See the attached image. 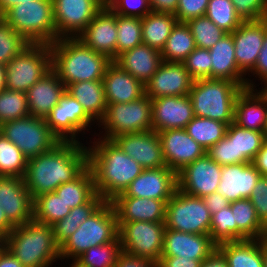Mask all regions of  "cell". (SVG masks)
Masks as SVG:
<instances>
[{"instance_id":"cell-62","label":"cell","mask_w":267,"mask_h":267,"mask_svg":"<svg viewBox=\"0 0 267 267\" xmlns=\"http://www.w3.org/2000/svg\"><path fill=\"white\" fill-rule=\"evenodd\" d=\"M200 267H229V266L224 255L217 248L205 260H203Z\"/></svg>"},{"instance_id":"cell-31","label":"cell","mask_w":267,"mask_h":267,"mask_svg":"<svg viewBox=\"0 0 267 267\" xmlns=\"http://www.w3.org/2000/svg\"><path fill=\"white\" fill-rule=\"evenodd\" d=\"M113 62L145 85L162 64L163 59L161 51L141 44L124 51Z\"/></svg>"},{"instance_id":"cell-4","label":"cell","mask_w":267,"mask_h":267,"mask_svg":"<svg viewBox=\"0 0 267 267\" xmlns=\"http://www.w3.org/2000/svg\"><path fill=\"white\" fill-rule=\"evenodd\" d=\"M2 242L24 267H52L60 260L53 227L34 219L15 226Z\"/></svg>"},{"instance_id":"cell-55","label":"cell","mask_w":267,"mask_h":267,"mask_svg":"<svg viewBox=\"0 0 267 267\" xmlns=\"http://www.w3.org/2000/svg\"><path fill=\"white\" fill-rule=\"evenodd\" d=\"M249 199L261 223L267 228V176L259 178Z\"/></svg>"},{"instance_id":"cell-54","label":"cell","mask_w":267,"mask_h":267,"mask_svg":"<svg viewBox=\"0 0 267 267\" xmlns=\"http://www.w3.org/2000/svg\"><path fill=\"white\" fill-rule=\"evenodd\" d=\"M209 0H179L175 17L178 22L205 16Z\"/></svg>"},{"instance_id":"cell-1","label":"cell","mask_w":267,"mask_h":267,"mask_svg":"<svg viewBox=\"0 0 267 267\" xmlns=\"http://www.w3.org/2000/svg\"><path fill=\"white\" fill-rule=\"evenodd\" d=\"M87 167L88 148L82 141H60L51 150L28 159L23 179L34 200L73 181Z\"/></svg>"},{"instance_id":"cell-13","label":"cell","mask_w":267,"mask_h":267,"mask_svg":"<svg viewBox=\"0 0 267 267\" xmlns=\"http://www.w3.org/2000/svg\"><path fill=\"white\" fill-rule=\"evenodd\" d=\"M48 128L60 141L80 143V133L89 131L95 121L67 91L45 118ZM94 124H93V123ZM89 127V128H88Z\"/></svg>"},{"instance_id":"cell-57","label":"cell","mask_w":267,"mask_h":267,"mask_svg":"<svg viewBox=\"0 0 267 267\" xmlns=\"http://www.w3.org/2000/svg\"><path fill=\"white\" fill-rule=\"evenodd\" d=\"M259 78L258 80L264 84V88L267 87V30L265 32L263 48L261 49L254 70L250 73Z\"/></svg>"},{"instance_id":"cell-40","label":"cell","mask_w":267,"mask_h":267,"mask_svg":"<svg viewBox=\"0 0 267 267\" xmlns=\"http://www.w3.org/2000/svg\"><path fill=\"white\" fill-rule=\"evenodd\" d=\"M228 124L209 119L194 117L186 126V132L207 151L225 137Z\"/></svg>"},{"instance_id":"cell-15","label":"cell","mask_w":267,"mask_h":267,"mask_svg":"<svg viewBox=\"0 0 267 267\" xmlns=\"http://www.w3.org/2000/svg\"><path fill=\"white\" fill-rule=\"evenodd\" d=\"M222 166L207 154L177 173L178 190L200 198L217 192Z\"/></svg>"},{"instance_id":"cell-56","label":"cell","mask_w":267,"mask_h":267,"mask_svg":"<svg viewBox=\"0 0 267 267\" xmlns=\"http://www.w3.org/2000/svg\"><path fill=\"white\" fill-rule=\"evenodd\" d=\"M115 267H158V262L124 252L117 257Z\"/></svg>"},{"instance_id":"cell-29","label":"cell","mask_w":267,"mask_h":267,"mask_svg":"<svg viewBox=\"0 0 267 267\" xmlns=\"http://www.w3.org/2000/svg\"><path fill=\"white\" fill-rule=\"evenodd\" d=\"M66 92V86L51 69L26 92L31 116L45 119Z\"/></svg>"},{"instance_id":"cell-48","label":"cell","mask_w":267,"mask_h":267,"mask_svg":"<svg viewBox=\"0 0 267 267\" xmlns=\"http://www.w3.org/2000/svg\"><path fill=\"white\" fill-rule=\"evenodd\" d=\"M186 23L198 48L210 49L227 34L206 16L189 19Z\"/></svg>"},{"instance_id":"cell-42","label":"cell","mask_w":267,"mask_h":267,"mask_svg":"<svg viewBox=\"0 0 267 267\" xmlns=\"http://www.w3.org/2000/svg\"><path fill=\"white\" fill-rule=\"evenodd\" d=\"M27 161L20 149L0 133V176L23 178Z\"/></svg>"},{"instance_id":"cell-32","label":"cell","mask_w":267,"mask_h":267,"mask_svg":"<svg viewBox=\"0 0 267 267\" xmlns=\"http://www.w3.org/2000/svg\"><path fill=\"white\" fill-rule=\"evenodd\" d=\"M66 91L82 105L95 122L99 123L104 118L107 101L102 80L71 83L66 87Z\"/></svg>"},{"instance_id":"cell-63","label":"cell","mask_w":267,"mask_h":267,"mask_svg":"<svg viewBox=\"0 0 267 267\" xmlns=\"http://www.w3.org/2000/svg\"><path fill=\"white\" fill-rule=\"evenodd\" d=\"M0 267H24L5 247L0 251Z\"/></svg>"},{"instance_id":"cell-14","label":"cell","mask_w":267,"mask_h":267,"mask_svg":"<svg viewBox=\"0 0 267 267\" xmlns=\"http://www.w3.org/2000/svg\"><path fill=\"white\" fill-rule=\"evenodd\" d=\"M57 39L77 38L105 0H52Z\"/></svg>"},{"instance_id":"cell-19","label":"cell","mask_w":267,"mask_h":267,"mask_svg":"<svg viewBox=\"0 0 267 267\" xmlns=\"http://www.w3.org/2000/svg\"><path fill=\"white\" fill-rule=\"evenodd\" d=\"M96 53L116 59L117 14L105 3L85 30L77 37Z\"/></svg>"},{"instance_id":"cell-35","label":"cell","mask_w":267,"mask_h":267,"mask_svg":"<svg viewBox=\"0 0 267 267\" xmlns=\"http://www.w3.org/2000/svg\"><path fill=\"white\" fill-rule=\"evenodd\" d=\"M234 223L238 227V239H261L265 237L266 227L257 216L256 209L249 198L230 202Z\"/></svg>"},{"instance_id":"cell-17","label":"cell","mask_w":267,"mask_h":267,"mask_svg":"<svg viewBox=\"0 0 267 267\" xmlns=\"http://www.w3.org/2000/svg\"><path fill=\"white\" fill-rule=\"evenodd\" d=\"M178 189L177 173L167 166L143 169L128 186L117 196L170 200Z\"/></svg>"},{"instance_id":"cell-20","label":"cell","mask_w":267,"mask_h":267,"mask_svg":"<svg viewBox=\"0 0 267 267\" xmlns=\"http://www.w3.org/2000/svg\"><path fill=\"white\" fill-rule=\"evenodd\" d=\"M111 140L144 169L166 166L161 141L156 131L117 135Z\"/></svg>"},{"instance_id":"cell-60","label":"cell","mask_w":267,"mask_h":267,"mask_svg":"<svg viewBox=\"0 0 267 267\" xmlns=\"http://www.w3.org/2000/svg\"><path fill=\"white\" fill-rule=\"evenodd\" d=\"M179 0H149L151 12L175 15Z\"/></svg>"},{"instance_id":"cell-71","label":"cell","mask_w":267,"mask_h":267,"mask_svg":"<svg viewBox=\"0 0 267 267\" xmlns=\"http://www.w3.org/2000/svg\"><path fill=\"white\" fill-rule=\"evenodd\" d=\"M264 238L267 240V228H266V234H265V237Z\"/></svg>"},{"instance_id":"cell-50","label":"cell","mask_w":267,"mask_h":267,"mask_svg":"<svg viewBox=\"0 0 267 267\" xmlns=\"http://www.w3.org/2000/svg\"><path fill=\"white\" fill-rule=\"evenodd\" d=\"M194 79H211V60L209 49L196 47L182 62Z\"/></svg>"},{"instance_id":"cell-9","label":"cell","mask_w":267,"mask_h":267,"mask_svg":"<svg viewBox=\"0 0 267 267\" xmlns=\"http://www.w3.org/2000/svg\"><path fill=\"white\" fill-rule=\"evenodd\" d=\"M6 89L26 93L52 69L50 45L29 44L6 65Z\"/></svg>"},{"instance_id":"cell-38","label":"cell","mask_w":267,"mask_h":267,"mask_svg":"<svg viewBox=\"0 0 267 267\" xmlns=\"http://www.w3.org/2000/svg\"><path fill=\"white\" fill-rule=\"evenodd\" d=\"M104 202L105 200L96 194L87 204L71 209L66 217L53 224L54 238L58 246L60 247Z\"/></svg>"},{"instance_id":"cell-66","label":"cell","mask_w":267,"mask_h":267,"mask_svg":"<svg viewBox=\"0 0 267 267\" xmlns=\"http://www.w3.org/2000/svg\"><path fill=\"white\" fill-rule=\"evenodd\" d=\"M6 68L5 65L0 63V92L6 89Z\"/></svg>"},{"instance_id":"cell-12","label":"cell","mask_w":267,"mask_h":267,"mask_svg":"<svg viewBox=\"0 0 267 267\" xmlns=\"http://www.w3.org/2000/svg\"><path fill=\"white\" fill-rule=\"evenodd\" d=\"M121 249L131 255L160 261L165 233L164 222H118Z\"/></svg>"},{"instance_id":"cell-34","label":"cell","mask_w":267,"mask_h":267,"mask_svg":"<svg viewBox=\"0 0 267 267\" xmlns=\"http://www.w3.org/2000/svg\"><path fill=\"white\" fill-rule=\"evenodd\" d=\"M226 134L233 139L235 164L252 162L266 139L264 132L249 130L234 122L228 125Z\"/></svg>"},{"instance_id":"cell-53","label":"cell","mask_w":267,"mask_h":267,"mask_svg":"<svg viewBox=\"0 0 267 267\" xmlns=\"http://www.w3.org/2000/svg\"><path fill=\"white\" fill-rule=\"evenodd\" d=\"M206 154L221 166L235 164L233 139L226 134L224 138L211 146Z\"/></svg>"},{"instance_id":"cell-36","label":"cell","mask_w":267,"mask_h":267,"mask_svg":"<svg viewBox=\"0 0 267 267\" xmlns=\"http://www.w3.org/2000/svg\"><path fill=\"white\" fill-rule=\"evenodd\" d=\"M177 22L172 14L148 13L141 18L143 44L162 51Z\"/></svg>"},{"instance_id":"cell-16","label":"cell","mask_w":267,"mask_h":267,"mask_svg":"<svg viewBox=\"0 0 267 267\" xmlns=\"http://www.w3.org/2000/svg\"><path fill=\"white\" fill-rule=\"evenodd\" d=\"M267 18L256 21H243L231 34L235 47V59L239 70L251 77L259 53L263 48Z\"/></svg>"},{"instance_id":"cell-28","label":"cell","mask_w":267,"mask_h":267,"mask_svg":"<svg viewBox=\"0 0 267 267\" xmlns=\"http://www.w3.org/2000/svg\"><path fill=\"white\" fill-rule=\"evenodd\" d=\"M169 200L116 196L111 203L118 222H165L166 203Z\"/></svg>"},{"instance_id":"cell-64","label":"cell","mask_w":267,"mask_h":267,"mask_svg":"<svg viewBox=\"0 0 267 267\" xmlns=\"http://www.w3.org/2000/svg\"><path fill=\"white\" fill-rule=\"evenodd\" d=\"M14 228L15 226L7 219L0 206V240H3Z\"/></svg>"},{"instance_id":"cell-45","label":"cell","mask_w":267,"mask_h":267,"mask_svg":"<svg viewBox=\"0 0 267 267\" xmlns=\"http://www.w3.org/2000/svg\"><path fill=\"white\" fill-rule=\"evenodd\" d=\"M205 16L226 33H232L243 22L231 0H209Z\"/></svg>"},{"instance_id":"cell-10","label":"cell","mask_w":267,"mask_h":267,"mask_svg":"<svg viewBox=\"0 0 267 267\" xmlns=\"http://www.w3.org/2000/svg\"><path fill=\"white\" fill-rule=\"evenodd\" d=\"M0 133L14 143L27 159L51 150L60 142L45 119L31 115L2 123Z\"/></svg>"},{"instance_id":"cell-6","label":"cell","mask_w":267,"mask_h":267,"mask_svg":"<svg viewBox=\"0 0 267 267\" xmlns=\"http://www.w3.org/2000/svg\"><path fill=\"white\" fill-rule=\"evenodd\" d=\"M118 237L119 226L115 209L111 201H105L60 246V260H76L90 247L109 243Z\"/></svg>"},{"instance_id":"cell-68","label":"cell","mask_w":267,"mask_h":267,"mask_svg":"<svg viewBox=\"0 0 267 267\" xmlns=\"http://www.w3.org/2000/svg\"><path fill=\"white\" fill-rule=\"evenodd\" d=\"M70 262L71 264H69L70 265L69 267H86V266H83L81 263H79L77 260H72Z\"/></svg>"},{"instance_id":"cell-3","label":"cell","mask_w":267,"mask_h":267,"mask_svg":"<svg viewBox=\"0 0 267 267\" xmlns=\"http://www.w3.org/2000/svg\"><path fill=\"white\" fill-rule=\"evenodd\" d=\"M52 69L67 87L81 81L103 80L112 63L107 56L96 53L79 38H60L50 45Z\"/></svg>"},{"instance_id":"cell-21","label":"cell","mask_w":267,"mask_h":267,"mask_svg":"<svg viewBox=\"0 0 267 267\" xmlns=\"http://www.w3.org/2000/svg\"><path fill=\"white\" fill-rule=\"evenodd\" d=\"M33 203L23 178L0 176V206L14 226L33 220Z\"/></svg>"},{"instance_id":"cell-33","label":"cell","mask_w":267,"mask_h":267,"mask_svg":"<svg viewBox=\"0 0 267 267\" xmlns=\"http://www.w3.org/2000/svg\"><path fill=\"white\" fill-rule=\"evenodd\" d=\"M229 267H263L261 239H248L219 244Z\"/></svg>"},{"instance_id":"cell-52","label":"cell","mask_w":267,"mask_h":267,"mask_svg":"<svg viewBox=\"0 0 267 267\" xmlns=\"http://www.w3.org/2000/svg\"><path fill=\"white\" fill-rule=\"evenodd\" d=\"M242 21L267 18V0H231Z\"/></svg>"},{"instance_id":"cell-5","label":"cell","mask_w":267,"mask_h":267,"mask_svg":"<svg viewBox=\"0 0 267 267\" xmlns=\"http://www.w3.org/2000/svg\"><path fill=\"white\" fill-rule=\"evenodd\" d=\"M244 87L226 79L194 80L189 97L196 117L234 122L235 104Z\"/></svg>"},{"instance_id":"cell-65","label":"cell","mask_w":267,"mask_h":267,"mask_svg":"<svg viewBox=\"0 0 267 267\" xmlns=\"http://www.w3.org/2000/svg\"><path fill=\"white\" fill-rule=\"evenodd\" d=\"M26 2H32V0H0V17L11 7Z\"/></svg>"},{"instance_id":"cell-18","label":"cell","mask_w":267,"mask_h":267,"mask_svg":"<svg viewBox=\"0 0 267 267\" xmlns=\"http://www.w3.org/2000/svg\"><path fill=\"white\" fill-rule=\"evenodd\" d=\"M165 164L178 173L186 165L206 154V150L198 144L185 129H167L158 132Z\"/></svg>"},{"instance_id":"cell-59","label":"cell","mask_w":267,"mask_h":267,"mask_svg":"<svg viewBox=\"0 0 267 267\" xmlns=\"http://www.w3.org/2000/svg\"><path fill=\"white\" fill-rule=\"evenodd\" d=\"M203 199L211 215L219 212L221 209L230 206L229 200L218 192L207 195Z\"/></svg>"},{"instance_id":"cell-26","label":"cell","mask_w":267,"mask_h":267,"mask_svg":"<svg viewBox=\"0 0 267 267\" xmlns=\"http://www.w3.org/2000/svg\"><path fill=\"white\" fill-rule=\"evenodd\" d=\"M211 79H226L243 86L244 88H256L255 81L239 70L235 59V47L231 33L225 34L210 49Z\"/></svg>"},{"instance_id":"cell-23","label":"cell","mask_w":267,"mask_h":267,"mask_svg":"<svg viewBox=\"0 0 267 267\" xmlns=\"http://www.w3.org/2000/svg\"><path fill=\"white\" fill-rule=\"evenodd\" d=\"M195 117L189 95L152 99V130L185 129Z\"/></svg>"},{"instance_id":"cell-58","label":"cell","mask_w":267,"mask_h":267,"mask_svg":"<svg viewBox=\"0 0 267 267\" xmlns=\"http://www.w3.org/2000/svg\"><path fill=\"white\" fill-rule=\"evenodd\" d=\"M203 260L183 257H161L158 267H200Z\"/></svg>"},{"instance_id":"cell-37","label":"cell","mask_w":267,"mask_h":267,"mask_svg":"<svg viewBox=\"0 0 267 267\" xmlns=\"http://www.w3.org/2000/svg\"><path fill=\"white\" fill-rule=\"evenodd\" d=\"M55 192L71 209L87 204L97 194L91 168L88 166L76 179L61 184Z\"/></svg>"},{"instance_id":"cell-7","label":"cell","mask_w":267,"mask_h":267,"mask_svg":"<svg viewBox=\"0 0 267 267\" xmlns=\"http://www.w3.org/2000/svg\"><path fill=\"white\" fill-rule=\"evenodd\" d=\"M1 17L30 44L51 45L57 40L52 0L21 3Z\"/></svg>"},{"instance_id":"cell-70","label":"cell","mask_w":267,"mask_h":267,"mask_svg":"<svg viewBox=\"0 0 267 267\" xmlns=\"http://www.w3.org/2000/svg\"><path fill=\"white\" fill-rule=\"evenodd\" d=\"M4 248V244L2 242V240H0V251Z\"/></svg>"},{"instance_id":"cell-2","label":"cell","mask_w":267,"mask_h":267,"mask_svg":"<svg viewBox=\"0 0 267 267\" xmlns=\"http://www.w3.org/2000/svg\"><path fill=\"white\" fill-rule=\"evenodd\" d=\"M94 138L88 148V166L94 176L95 191L105 201L124 193L141 174L143 167L123 152L112 140ZM96 139V141H95Z\"/></svg>"},{"instance_id":"cell-25","label":"cell","mask_w":267,"mask_h":267,"mask_svg":"<svg viewBox=\"0 0 267 267\" xmlns=\"http://www.w3.org/2000/svg\"><path fill=\"white\" fill-rule=\"evenodd\" d=\"M260 177L252 162L222 166L217 192L229 202L250 198Z\"/></svg>"},{"instance_id":"cell-30","label":"cell","mask_w":267,"mask_h":267,"mask_svg":"<svg viewBox=\"0 0 267 267\" xmlns=\"http://www.w3.org/2000/svg\"><path fill=\"white\" fill-rule=\"evenodd\" d=\"M102 82L107 105L135 101L145 94V86L113 61Z\"/></svg>"},{"instance_id":"cell-24","label":"cell","mask_w":267,"mask_h":267,"mask_svg":"<svg viewBox=\"0 0 267 267\" xmlns=\"http://www.w3.org/2000/svg\"><path fill=\"white\" fill-rule=\"evenodd\" d=\"M217 245L210 235L165 229L161 257H183L205 260Z\"/></svg>"},{"instance_id":"cell-69","label":"cell","mask_w":267,"mask_h":267,"mask_svg":"<svg viewBox=\"0 0 267 267\" xmlns=\"http://www.w3.org/2000/svg\"><path fill=\"white\" fill-rule=\"evenodd\" d=\"M266 97H267V87H266ZM264 134H265V137L267 139V124H266V128H265Z\"/></svg>"},{"instance_id":"cell-43","label":"cell","mask_w":267,"mask_h":267,"mask_svg":"<svg viewBox=\"0 0 267 267\" xmlns=\"http://www.w3.org/2000/svg\"><path fill=\"white\" fill-rule=\"evenodd\" d=\"M141 44H143L141 18L117 14L116 58L124 51Z\"/></svg>"},{"instance_id":"cell-22","label":"cell","mask_w":267,"mask_h":267,"mask_svg":"<svg viewBox=\"0 0 267 267\" xmlns=\"http://www.w3.org/2000/svg\"><path fill=\"white\" fill-rule=\"evenodd\" d=\"M193 82L194 79L183 63L163 61L144 85L145 94L151 99L162 96H185L189 94Z\"/></svg>"},{"instance_id":"cell-61","label":"cell","mask_w":267,"mask_h":267,"mask_svg":"<svg viewBox=\"0 0 267 267\" xmlns=\"http://www.w3.org/2000/svg\"><path fill=\"white\" fill-rule=\"evenodd\" d=\"M252 163L260 172L261 176H267V139L263 142L261 149L256 154Z\"/></svg>"},{"instance_id":"cell-46","label":"cell","mask_w":267,"mask_h":267,"mask_svg":"<svg viewBox=\"0 0 267 267\" xmlns=\"http://www.w3.org/2000/svg\"><path fill=\"white\" fill-rule=\"evenodd\" d=\"M209 235L217 246L226 242L240 241L238 239L237 223H234L233 212L230 206L221 209L211 216Z\"/></svg>"},{"instance_id":"cell-67","label":"cell","mask_w":267,"mask_h":267,"mask_svg":"<svg viewBox=\"0 0 267 267\" xmlns=\"http://www.w3.org/2000/svg\"><path fill=\"white\" fill-rule=\"evenodd\" d=\"M261 249L263 254V267H267V240L261 238Z\"/></svg>"},{"instance_id":"cell-51","label":"cell","mask_w":267,"mask_h":267,"mask_svg":"<svg viewBox=\"0 0 267 267\" xmlns=\"http://www.w3.org/2000/svg\"><path fill=\"white\" fill-rule=\"evenodd\" d=\"M106 5L122 16L140 17L151 12L149 0H105Z\"/></svg>"},{"instance_id":"cell-39","label":"cell","mask_w":267,"mask_h":267,"mask_svg":"<svg viewBox=\"0 0 267 267\" xmlns=\"http://www.w3.org/2000/svg\"><path fill=\"white\" fill-rule=\"evenodd\" d=\"M195 48L190 27L186 22H177L161 51L162 59L166 62L182 63Z\"/></svg>"},{"instance_id":"cell-8","label":"cell","mask_w":267,"mask_h":267,"mask_svg":"<svg viewBox=\"0 0 267 267\" xmlns=\"http://www.w3.org/2000/svg\"><path fill=\"white\" fill-rule=\"evenodd\" d=\"M101 127L100 138L111 140L117 135L152 130V99L146 94L128 103L108 104Z\"/></svg>"},{"instance_id":"cell-44","label":"cell","mask_w":267,"mask_h":267,"mask_svg":"<svg viewBox=\"0 0 267 267\" xmlns=\"http://www.w3.org/2000/svg\"><path fill=\"white\" fill-rule=\"evenodd\" d=\"M121 251V240L118 237L109 243L90 247L76 260L86 267H115Z\"/></svg>"},{"instance_id":"cell-47","label":"cell","mask_w":267,"mask_h":267,"mask_svg":"<svg viewBox=\"0 0 267 267\" xmlns=\"http://www.w3.org/2000/svg\"><path fill=\"white\" fill-rule=\"evenodd\" d=\"M29 115L26 93L9 89L0 92V125Z\"/></svg>"},{"instance_id":"cell-41","label":"cell","mask_w":267,"mask_h":267,"mask_svg":"<svg viewBox=\"0 0 267 267\" xmlns=\"http://www.w3.org/2000/svg\"><path fill=\"white\" fill-rule=\"evenodd\" d=\"M71 208L54 191L39 195L33 203V219L37 222L53 225L66 217Z\"/></svg>"},{"instance_id":"cell-11","label":"cell","mask_w":267,"mask_h":267,"mask_svg":"<svg viewBox=\"0 0 267 267\" xmlns=\"http://www.w3.org/2000/svg\"><path fill=\"white\" fill-rule=\"evenodd\" d=\"M211 214L203 198L176 190L166 203L165 227L192 234H210Z\"/></svg>"},{"instance_id":"cell-27","label":"cell","mask_w":267,"mask_h":267,"mask_svg":"<svg viewBox=\"0 0 267 267\" xmlns=\"http://www.w3.org/2000/svg\"><path fill=\"white\" fill-rule=\"evenodd\" d=\"M234 123L240 127L264 132L267 124L266 88H243L235 104Z\"/></svg>"},{"instance_id":"cell-49","label":"cell","mask_w":267,"mask_h":267,"mask_svg":"<svg viewBox=\"0 0 267 267\" xmlns=\"http://www.w3.org/2000/svg\"><path fill=\"white\" fill-rule=\"evenodd\" d=\"M30 43L0 17V63L6 65Z\"/></svg>"}]
</instances>
